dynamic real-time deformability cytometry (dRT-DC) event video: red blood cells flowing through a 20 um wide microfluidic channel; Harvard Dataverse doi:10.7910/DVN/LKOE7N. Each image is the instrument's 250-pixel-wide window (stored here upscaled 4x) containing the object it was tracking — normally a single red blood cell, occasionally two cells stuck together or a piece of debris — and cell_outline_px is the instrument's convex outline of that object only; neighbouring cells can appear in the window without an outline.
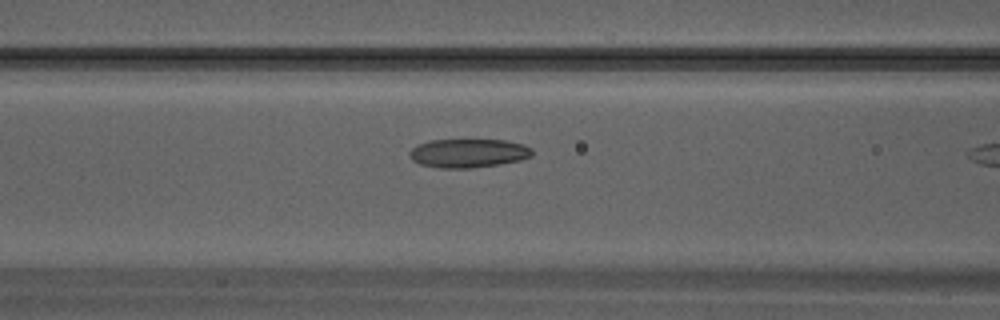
{"species": "Egyptian fruit bat (a non-hibernating species)", "species_latin": "Rousettus aegyptiacus", "temperature_condition": "warm", "stored_images_in_passage": 11, "camera_frame_rate_fps": 3000, "um_per_image_px": 0.085, "animal": {"sex": "male"}, "frame": {"image": 1, "passage_image": 10, "time_ms": 3.0, "image_size_px": [1000, 320], "cell_outline_px": [[532, 156], [520, 160], [500, 164], [472, 168], [436, 168], [420, 164], [412, 160], [408, 156], [408, 152], [412, 148], [428, 140], [504, 140], [524, 144], [532, 148]], "centroid_in_image_um": [39.79, 13.02], "position_along_channel_um": 126.8, "area_um2": 20.69}}